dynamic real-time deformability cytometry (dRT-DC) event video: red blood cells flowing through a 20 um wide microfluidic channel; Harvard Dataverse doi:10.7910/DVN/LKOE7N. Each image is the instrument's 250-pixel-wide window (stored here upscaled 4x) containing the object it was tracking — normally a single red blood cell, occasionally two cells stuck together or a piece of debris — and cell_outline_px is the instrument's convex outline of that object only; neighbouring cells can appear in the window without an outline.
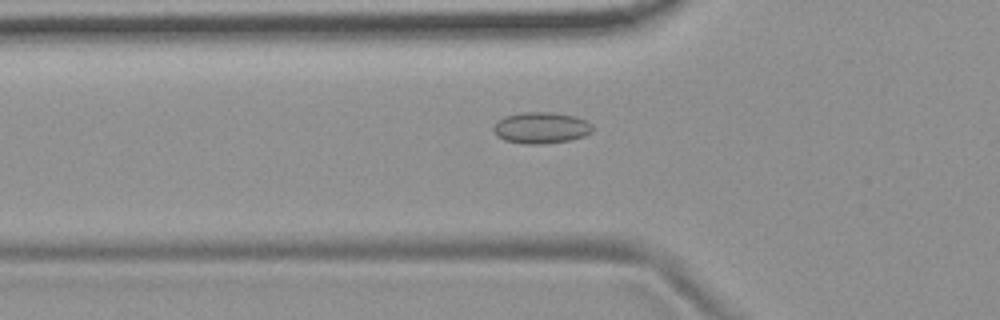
{"species": "common noctule bat (a hibernating species)", "species_latin": "Nyctalus noctula", "temperature_condition": "room temperature", "stored_images_in_passage": 55, "camera_frame_rate_fps": 3000, "um_per_image_px": 0.085, "animal": {"sex": "female", "body_mass_g": 19.9}, "frame": {"image": 1, "passage_image": 19, "time_ms": 6.0, "image_size_px": [1000, 320], "cell_outline_px": [[592, 132], [584, 136], [568, 140], [540, 144], [524, 144], [504, 140], [496, 136], [492, 128], [504, 116], [524, 112], [552, 112], [576, 116], [592, 124]], "centroid_in_image_um": [45.99, 10.86], "position_along_channel_um": 79.8, "area_um2": 18.03}}
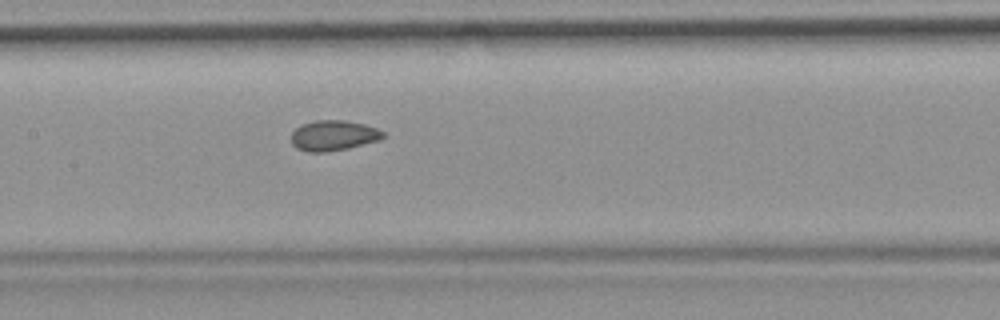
{"frame": {"image": 2, "passage_image": 27, "time_ms": 8.667, "image_size_px": [1000, 320], "cell_outline_px": [[384, 136], [380, 140], [348, 148], [324, 152], [308, 152], [296, 148], [292, 144], [292, 132], [300, 124], [316, 120], [344, 120], [364, 124], [376, 128], [384, 132]], "centroid_in_image_um": [28.33, 11.51], "position_along_channel_um": 179.1, "area_um2": 16.24}}
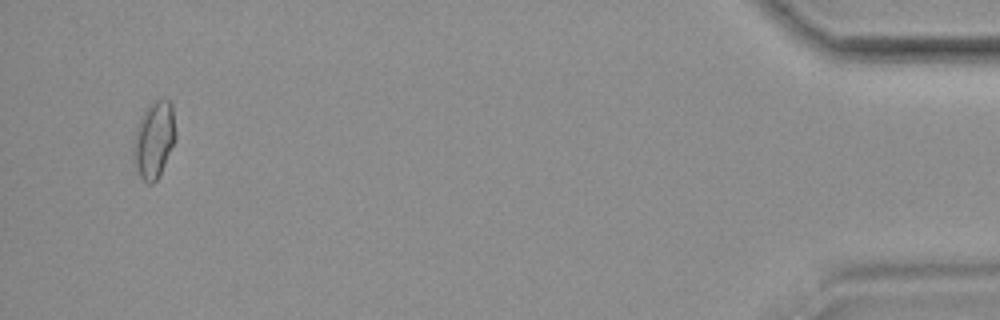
{"frame": {"image": 3, "passage_image": 53, "time_ms": 17.333, "image_size_px": [1000, 320], "cell_outline_px": [[176, 140], [156, 180], [152, 184], [148, 184], [140, 176], [132, 152], [132, 144], [136, 128], [148, 104], [156, 100], [168, 100], [172, 104], [176, 132]], "centroid_in_image_um": [13.1, 11.85], "position_along_channel_um": 422.1, "area_um2": 18.67}, "authors_computed_cell_mechanics": {"area_um2": 16.6464, "velocity_mm_per_s": 3.6989, "shape_relaxation_time_tau1_ms": null, "shape_relaxation_time_tau2_ms": 1.4929, "deformation_change_tau1": null, "deformation_change_tau2": 0.059}}